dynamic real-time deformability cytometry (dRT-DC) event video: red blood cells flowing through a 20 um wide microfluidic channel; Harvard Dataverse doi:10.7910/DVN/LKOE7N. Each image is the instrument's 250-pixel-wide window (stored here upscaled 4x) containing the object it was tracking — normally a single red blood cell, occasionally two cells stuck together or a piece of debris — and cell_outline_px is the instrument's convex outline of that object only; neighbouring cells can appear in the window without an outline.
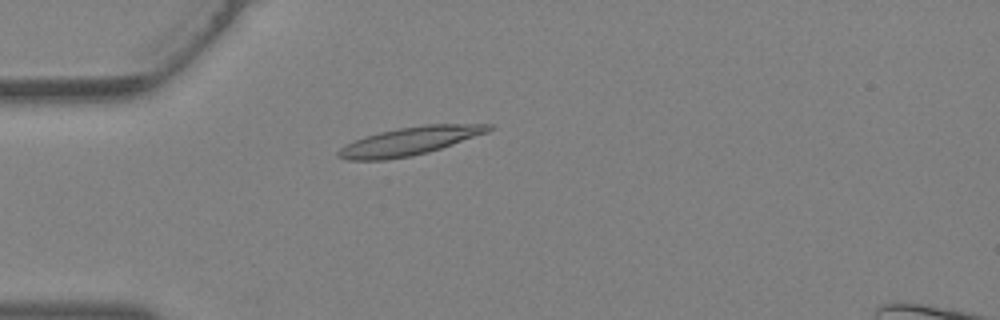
{"species": "Egyptian fruit bat (a non-hibernating species)", "species_latin": "Rousettus aegyptiacus", "temperature_condition": "warm", "stored_images_in_passage": 3, "camera_frame_rate_fps": 3000, "um_per_image_px": 0.085, "animal": {"sex": "female"}, "frame": {"image": 1, "passage_image": 1, "time_ms": 0.0, "image_size_px": [1000, 320], "cell_outline_px": [[496, 128], [488, 132], [428, 152], [412, 156], [384, 160], [344, 160], [336, 156], [336, 152], [344, 144], [364, 136], [380, 132], [400, 128], [424, 124], [492, 124]], "centroid_in_image_um": [34.78, 12.0], "position_along_channel_um": 50.2, "area_um2": 24.74}}